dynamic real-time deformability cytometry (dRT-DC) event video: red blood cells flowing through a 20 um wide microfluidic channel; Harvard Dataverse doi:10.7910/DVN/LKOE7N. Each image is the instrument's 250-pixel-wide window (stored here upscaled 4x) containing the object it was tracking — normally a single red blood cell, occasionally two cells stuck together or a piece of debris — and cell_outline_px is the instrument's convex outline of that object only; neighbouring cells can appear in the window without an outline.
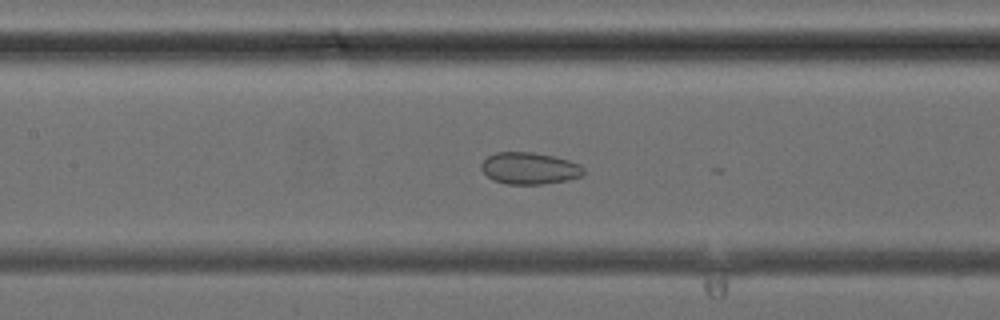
{"species": "common noctule bat (a hibernating species)", "species_latin": "Nyctalus noctula", "temperature_condition": "cold", "stored_images_in_passage": 28, "camera_frame_rate_fps": 3000, "um_per_image_px": 0.085, "animal": {"sex": "female", "body_mass_g": 24.6, "forearm_length_mm": 56.2}, "frame": {"image": 1, "passage_image": 20, "time_ms": 6.333, "image_size_px": [1000, 320], "cell_outline_px": [[584, 176], [568, 180], [544, 184], [508, 184], [492, 180], [480, 168], [480, 164], [488, 156], [496, 152], [532, 152], [552, 156], [568, 160], [580, 164], [584, 168]], "centroid_in_image_um": [45.02, 14.31], "position_along_channel_um": 162.4, "area_um2": 19.07}}
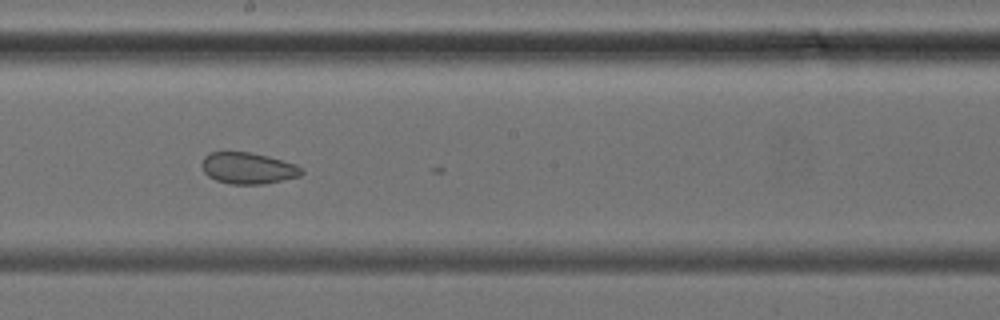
{"frame": {"image": 2, "passage_image": 24, "time_ms": 7.667, "image_size_px": [1000, 320], "cell_outline_px": [[304, 172], [300, 176], [264, 184], [228, 184], [216, 180], [208, 176], [204, 172], [200, 164], [204, 156], [208, 152], [248, 152], [268, 156], [296, 164]], "centroid_in_image_um": [21.04, 14.29], "position_along_channel_um": 227.2, "area_um2": 18.32}}
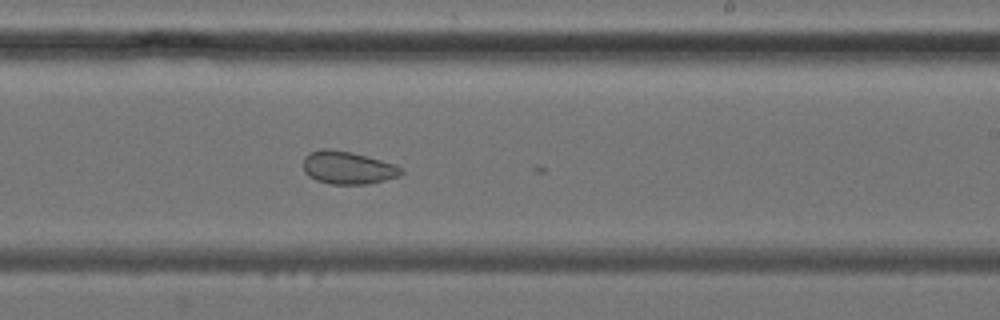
{"frame": {"image": 3, "passage_image": 26, "time_ms": 8.333, "image_size_px": [1000, 320], "cell_outline_px": [[404, 172], [400, 176], [368, 184], [332, 184], [316, 180], [308, 176], [304, 172], [304, 156], [308, 152], [320, 148], [328, 148], [352, 152], [380, 160], [404, 168]], "centroid_in_image_um": [29.54, 14.25], "position_along_channel_um": 259.5, "area_um2": 18.84}}